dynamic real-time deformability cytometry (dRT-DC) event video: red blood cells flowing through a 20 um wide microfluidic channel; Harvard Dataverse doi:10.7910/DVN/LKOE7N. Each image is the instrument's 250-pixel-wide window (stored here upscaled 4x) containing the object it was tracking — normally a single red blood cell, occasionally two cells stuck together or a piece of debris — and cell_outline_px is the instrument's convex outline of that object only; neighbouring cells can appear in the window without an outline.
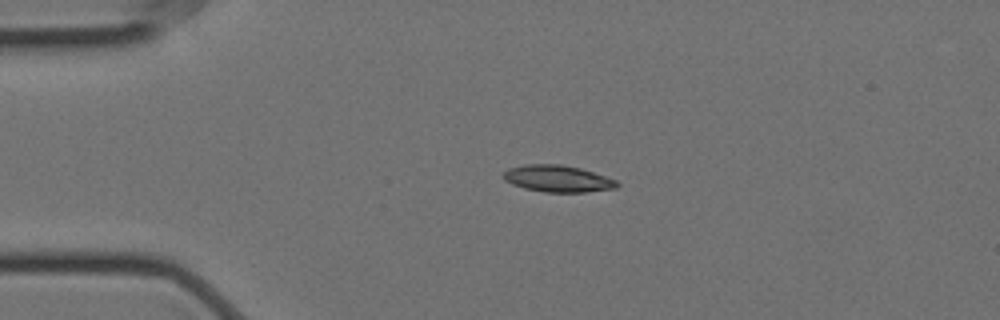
{"species": "Egyptian fruit bat (a non-hibernating species)", "species_latin": "Rousettus aegyptiacus", "temperature_condition": "cold", "stored_images_in_passage": 20, "camera_frame_rate_fps": 3000, "um_per_image_px": 0.085, "animal": {"sex": "female"}, "frame": {"image": 1, "passage_image": 12, "time_ms": 3.667, "image_size_px": [1000, 320], "cell_outline_px": [[620, 184], [616, 188], [584, 192], [544, 192], [524, 188], [512, 184], [504, 180], [504, 172], [508, 168], [524, 164], [560, 164], [580, 168], [616, 180]], "centroid_in_image_um": [47.38, 15.18], "position_along_channel_um": 37.6, "area_um2": 17.63}}
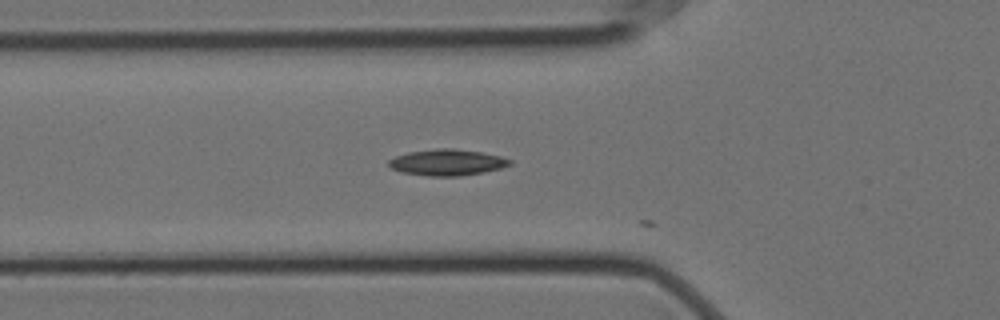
{"frame": {"image": 2, "passage_image": 19, "time_ms": 6.0, "image_size_px": [1000, 320], "cell_outline_px": [[512, 164], [500, 168], [484, 172], [460, 176], [428, 176], [400, 172], [392, 168], [388, 164], [388, 160], [396, 156], [408, 152], [436, 148], [456, 148], [480, 152], [500, 156], [512, 160]], "centroid_in_image_um": [38.0, 13.8], "position_along_channel_um": 87.8, "area_um2": 18.55}}